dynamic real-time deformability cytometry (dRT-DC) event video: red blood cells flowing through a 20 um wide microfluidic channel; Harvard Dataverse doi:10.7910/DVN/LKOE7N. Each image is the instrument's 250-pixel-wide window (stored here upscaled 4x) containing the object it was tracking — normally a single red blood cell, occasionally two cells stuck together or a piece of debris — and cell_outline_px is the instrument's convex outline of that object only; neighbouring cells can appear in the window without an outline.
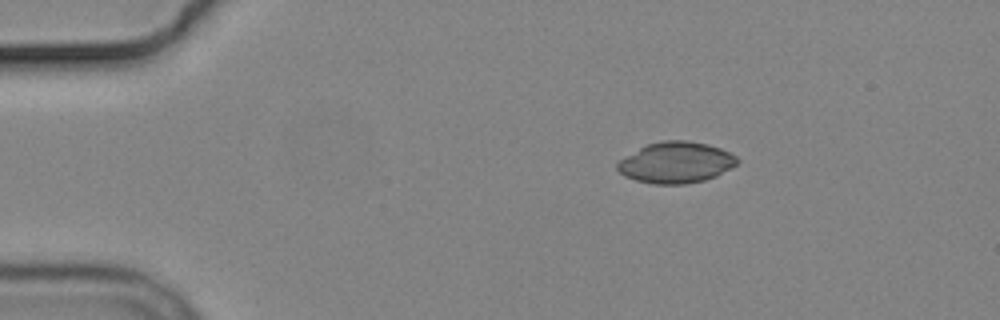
{"species": "common noctule bat (a hibernating species)", "species_latin": "Nyctalus noctula", "temperature_condition": "cold", "stored_images_in_passage": 3, "camera_frame_rate_fps": 3000, "um_per_image_px": 0.085, "animal": {"sex": "male", "body_mass_g": 19.2, "forearm_length_mm": 51.8}, "frame": {"image": 1, "passage_image": 1, "time_ms": 0.0, "image_size_px": [1000, 320], "cell_outline_px": [[740, 160], [736, 164], [716, 176], [704, 180], [684, 184], [652, 184], [636, 180], [624, 176], [616, 168], [616, 164], [620, 160], [640, 148], [648, 144], [664, 140], [688, 140], [708, 144], [720, 148], [736, 156]], "centroid_in_image_um": [57.46, 13.81], "position_along_channel_um": 27.5, "area_um2": 28.55}}